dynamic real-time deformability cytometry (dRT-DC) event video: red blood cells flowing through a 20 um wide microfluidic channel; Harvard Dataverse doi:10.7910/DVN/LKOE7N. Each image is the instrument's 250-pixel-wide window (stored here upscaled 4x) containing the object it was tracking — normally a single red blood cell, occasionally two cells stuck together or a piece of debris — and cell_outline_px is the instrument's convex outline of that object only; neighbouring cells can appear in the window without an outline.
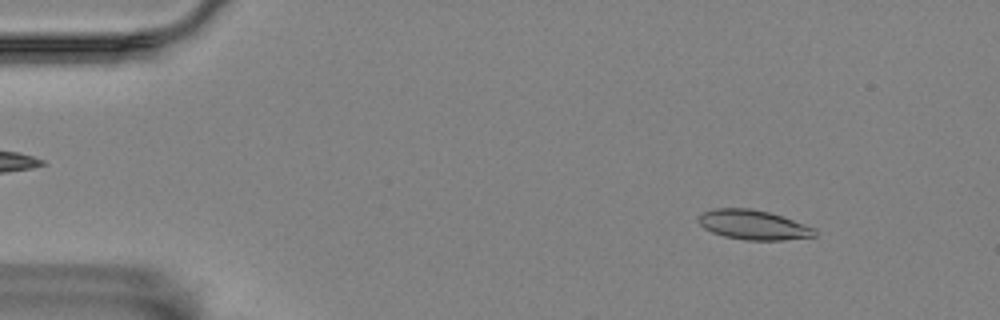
{"species": "Egyptian fruit bat (a non-hibernating species)", "species_latin": "Rousettus aegyptiacus", "temperature_condition": "room temperature", "stored_images_in_passage": 17, "camera_frame_rate_fps": 3000, "um_per_image_px": 0.085, "animal": {"sex": "female"}, "frame": {"image": 1, "passage_image": 6, "time_ms": 1.667, "image_size_px": [1000, 320], "cell_outline_px": [[816, 236], [780, 240], [744, 240], [724, 236], [712, 232], [704, 228], [696, 220], [696, 216], [712, 208], [752, 208], [768, 212], [816, 228]], "centroid_in_image_um": [63.98, 19.1], "position_along_channel_um": 21.0, "area_um2": 20.06}}